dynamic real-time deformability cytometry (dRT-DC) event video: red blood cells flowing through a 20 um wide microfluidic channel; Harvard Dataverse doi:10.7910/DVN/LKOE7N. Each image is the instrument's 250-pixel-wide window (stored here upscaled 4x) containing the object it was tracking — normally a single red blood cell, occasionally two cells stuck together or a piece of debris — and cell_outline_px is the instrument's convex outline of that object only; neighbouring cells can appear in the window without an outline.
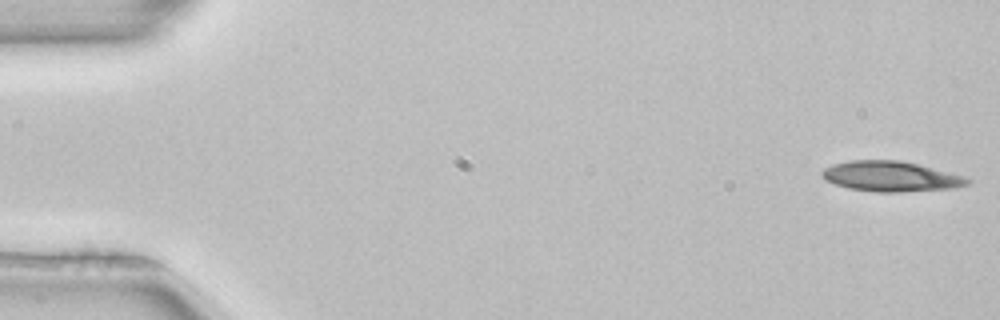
{"species": "common noctule bat (a hibernating species)", "species_latin": "Nyctalus noctula", "temperature_condition": "room temperature", "stored_images_in_passage": 52, "camera_frame_rate_fps": 3000, "um_per_image_px": 0.085, "animal": {"sex": "female", "body_mass_g": 22.7, "forearm_length_mm": 54.2}, "frame": {"image": 1, "passage_image": 1, "time_ms": 0.0, "image_size_px": [1000, 320], "cell_outline_px": [[972, 180], [968, 184], [952, 188], [904, 192], [876, 192], [848, 188], [824, 180], [820, 176], [820, 172], [824, 168], [832, 164], [848, 160], [900, 160], [920, 164], [964, 176]], "centroid_in_image_um": [75.69, 14.98], "position_along_channel_um": 9.3, "area_um2": 25.89}}
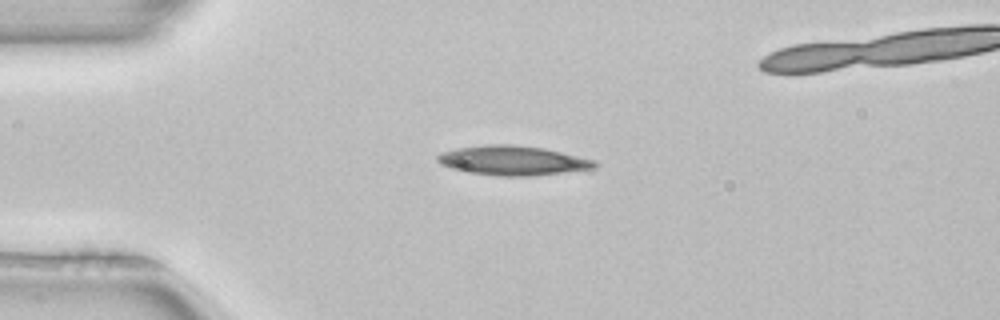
{"frame": {"image": 2, "passage_image": 12, "time_ms": 3.667, "image_size_px": [1000, 320], "cell_outline_px": [[600, 164], [596, 168], [532, 176], [500, 176], [472, 172], [452, 168], [440, 164], [436, 160], [436, 156], [440, 152], [456, 148], [484, 144], [516, 144], [544, 148], [596, 160]], "centroid_in_image_um": [43.6, 13.63], "position_along_channel_um": 41.4, "area_um2": 27.17}}
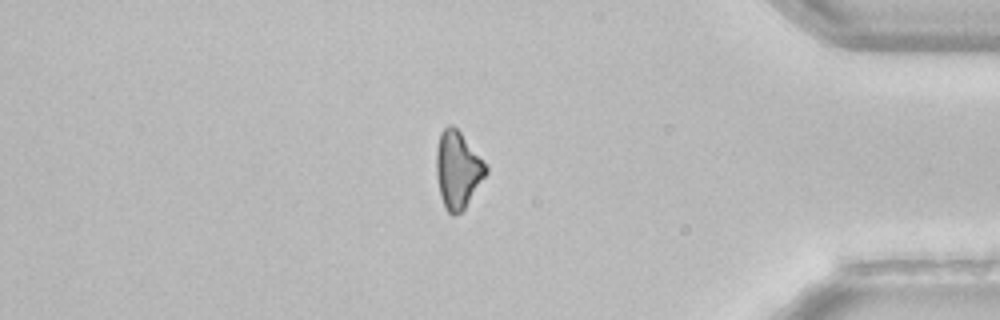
{"frame": {"image": 3, "passage_image": 43, "time_ms": 14.0, "image_size_px": [1000, 320], "cell_outline_px": [[488, 172], [464, 208], [460, 212], [452, 216], [444, 208], [440, 196], [436, 176], [436, 148], [440, 132], [448, 124], [452, 124], [460, 132], [488, 164]], "centroid_in_image_um": [38.9, 14.41], "position_along_channel_um": 396.3, "area_um2": 22.48}, "authors_computed_cell_mechanics": {"area_um2": 24.7095, "velocity_mm_per_s": 3.997, "shape_relaxation_time_tau1_ms": 6.7928, "shape_relaxation_time_tau2_ms": null, "deformation_change_tau1": 0.1377, "deformation_change_tau2": null}}